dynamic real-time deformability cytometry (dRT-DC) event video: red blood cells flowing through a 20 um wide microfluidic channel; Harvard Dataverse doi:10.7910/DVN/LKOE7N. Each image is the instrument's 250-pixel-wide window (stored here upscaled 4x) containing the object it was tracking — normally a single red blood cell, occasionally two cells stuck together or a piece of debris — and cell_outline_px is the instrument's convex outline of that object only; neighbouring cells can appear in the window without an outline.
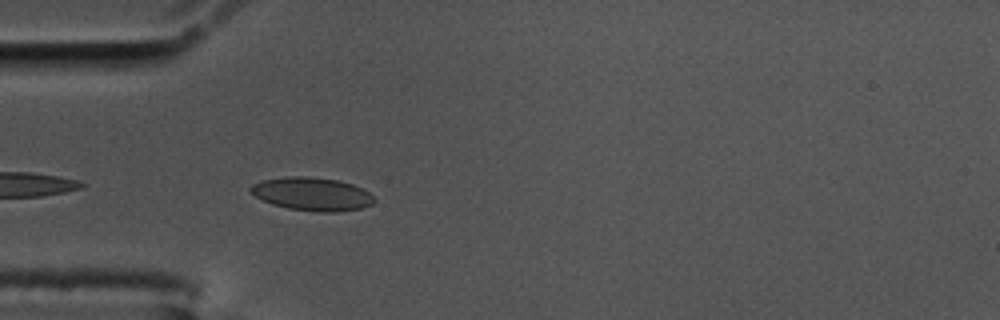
{"species": "common noctule bat (a hibernating species)", "species_latin": "Nyctalus noctula", "temperature_condition": "cold", "stored_images_in_passage": 11, "camera_frame_rate_fps": 3000, "um_per_image_px": 0.085, "animal": {"sex": "male", "body_mass_g": 17.5, "forearm_length_mm": 52.3}, "frame": {"image": 1, "passage_image": 2, "time_ms": 0.333, "image_size_px": [1000, 320], "cell_outline_px": [[376, 200], [372, 204], [360, 208], [336, 212], [320, 212], [288, 208], [272, 204], [248, 192], [248, 188], [252, 184], [264, 180], [288, 176], [308, 176], [340, 180], [352, 184], [368, 192]], "centroid_in_image_um": [26.51, 16.48], "position_along_channel_um": 58.5, "area_um2": 23.87}}
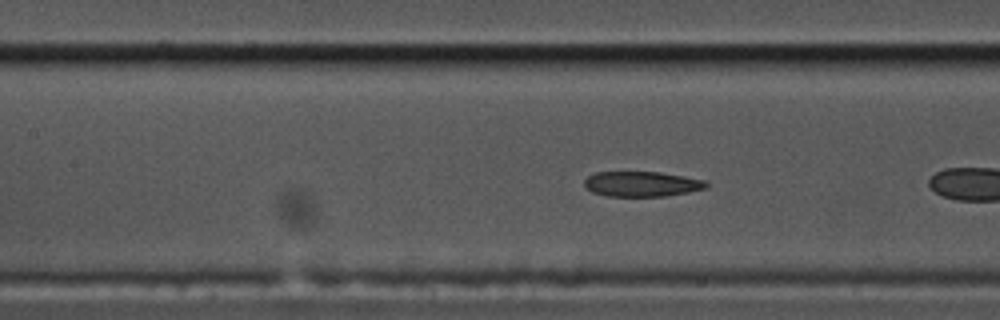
{"frame": {"image": 2, "passage_image": 8, "time_ms": 2.333, "image_size_px": [1000, 320], "cell_outline_px": [[708, 188], [688, 192], [664, 196], [608, 196], [592, 192], [584, 184], [584, 180], [588, 176], [596, 172], [660, 172], [708, 180]], "centroid_in_image_um": [54.59, 15.63], "position_along_channel_um": 152.8, "area_um2": 17.92}}